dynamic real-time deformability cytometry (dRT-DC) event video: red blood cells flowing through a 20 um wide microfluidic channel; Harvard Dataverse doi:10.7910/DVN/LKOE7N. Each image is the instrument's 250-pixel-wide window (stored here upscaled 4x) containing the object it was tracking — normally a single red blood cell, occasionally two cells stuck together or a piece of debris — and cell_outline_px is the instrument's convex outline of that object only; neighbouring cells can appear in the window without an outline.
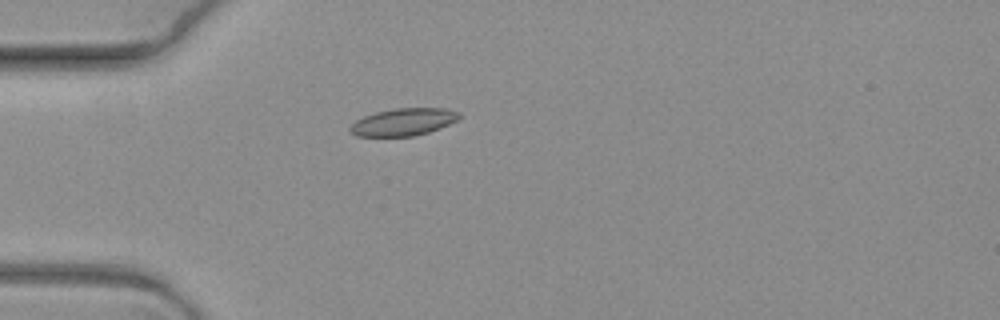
{"species": "common noctule bat (a hibernating species)", "species_latin": "Nyctalus noctula", "temperature_condition": "warm", "stored_images_in_passage": 14, "camera_frame_rate_fps": 3000, "um_per_image_px": 0.085, "animal": {"sex": "female", "body_mass_g": 19.3, "forearm_length_mm": 54.1}, "frame": {"image": 1, "passage_image": 1, "time_ms": 0.0, "image_size_px": [1000, 320], "cell_outline_px": [[460, 116], [456, 120], [440, 128], [428, 132], [412, 136], [356, 136], [348, 128], [356, 120], [364, 116], [376, 112], [396, 108], [444, 108], [460, 112]], "centroid_in_image_um": [34.28, 10.36], "position_along_channel_um": 50.7, "area_um2": 17.22}}
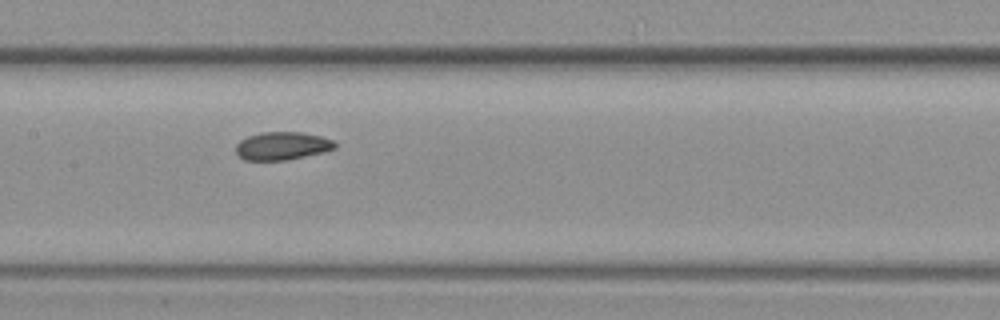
{"frame": {"image": 2, "passage_image": 5, "time_ms": 1.333, "image_size_px": [1000, 320], "cell_outline_px": [[336, 148], [324, 152], [284, 160], [244, 160], [236, 152], [236, 144], [240, 140], [248, 136], [260, 132], [300, 132], [320, 136], [332, 140], [336, 144]], "centroid_in_image_um": [23.97, 12.39], "position_along_channel_um": 183.4, "area_um2": 16.07}}
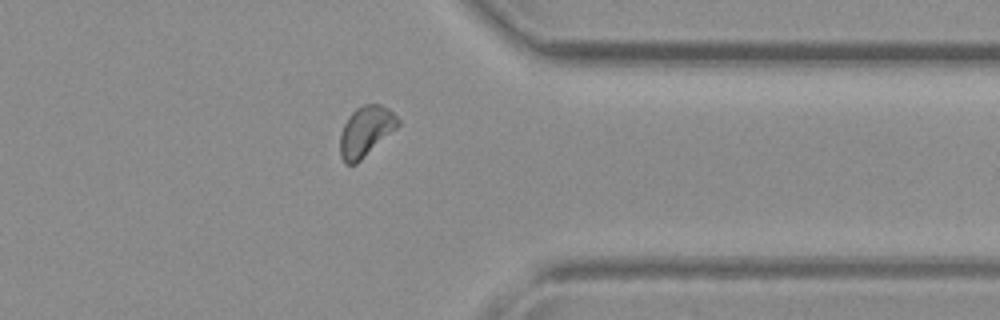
{"frame": {"image": 3, "passage_image": 10, "time_ms": 3.0, "image_size_px": [1000, 320], "cell_outline_px": [[400, 124], [396, 128], [356, 164], [344, 164], [340, 156], [340, 132], [348, 116], [356, 108], [364, 104], [380, 104], [388, 108], [400, 120]], "centroid_in_image_um": [31.07, 11.15], "position_along_channel_um": 380.3, "area_um2": 16.88}}